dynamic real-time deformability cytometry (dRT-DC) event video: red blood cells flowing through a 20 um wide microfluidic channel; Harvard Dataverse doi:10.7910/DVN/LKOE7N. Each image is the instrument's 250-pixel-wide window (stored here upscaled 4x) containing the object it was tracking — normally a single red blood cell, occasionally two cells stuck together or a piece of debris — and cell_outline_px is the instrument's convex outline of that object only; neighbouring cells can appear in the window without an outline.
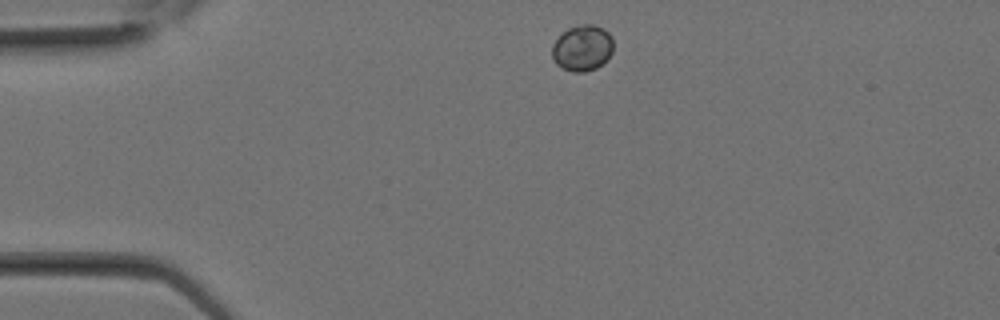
{"species": "Egyptian fruit bat (a non-hibernating species)", "species_latin": "Rousettus aegyptiacus", "temperature_condition": "room temperature", "stored_images_in_passage": 12, "camera_frame_rate_fps": 3000, "um_per_image_px": 0.085, "animal": {"sex": "female"}, "frame": {"image": 1, "passage_image": 1, "time_ms": 0.0, "image_size_px": [1000, 320], "cell_outline_px": [[612, 52], [596, 68], [584, 72], [572, 72], [560, 68], [552, 60], [552, 44], [568, 28], [584, 24], [592, 24], [604, 28], [612, 36]], "centroid_in_image_um": [49.47, 4.09], "position_along_channel_um": 35.5, "area_um2": 16.36}}
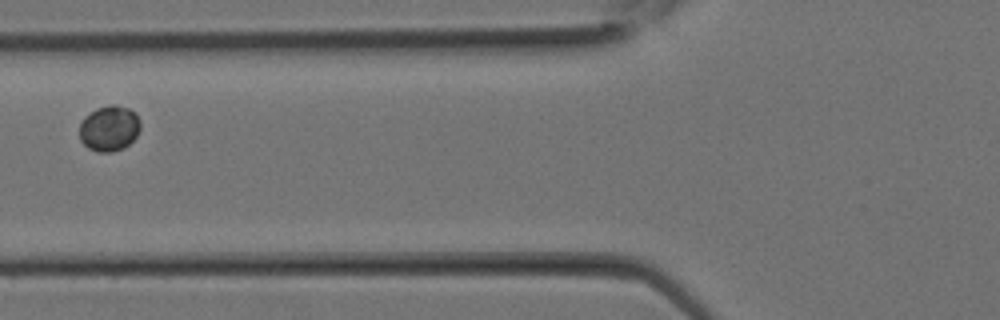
{"frame": {"image": 2, "passage_image": 6, "time_ms": 1.667, "image_size_px": [1000, 320], "cell_outline_px": [[140, 128], [136, 136], [124, 148], [112, 152], [96, 152], [88, 148], [80, 140], [80, 124], [84, 116], [96, 108], [112, 104], [116, 104], [128, 108], [136, 112], [140, 120]], "centroid_in_image_um": [9.29, 10.9], "position_along_channel_um": 116.5, "area_um2": 16.36}}
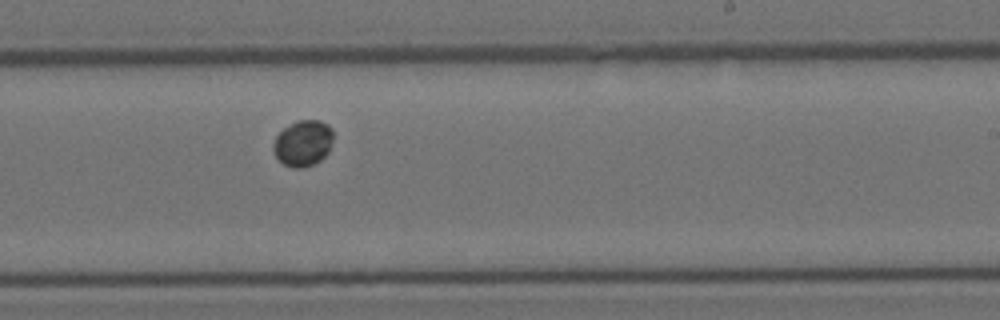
{"frame": {"image": 3, "passage_image": 12, "time_ms": 3.667, "image_size_px": [1000, 320], "cell_outline_px": [[332, 144], [328, 152], [320, 160], [304, 168], [292, 168], [284, 164], [276, 156], [272, 148], [272, 144], [276, 136], [284, 128], [300, 120], [320, 120], [328, 124], [332, 128]], "centroid_in_image_um": [25.76, 12.17], "position_along_channel_um": 263.2, "area_um2": 16.01}}